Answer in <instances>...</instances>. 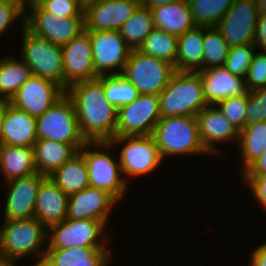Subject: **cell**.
<instances>
[{
    "label": "cell",
    "instance_id": "obj_27",
    "mask_svg": "<svg viewBox=\"0 0 266 266\" xmlns=\"http://www.w3.org/2000/svg\"><path fill=\"white\" fill-rule=\"evenodd\" d=\"M37 173L33 147L0 145V175L4 182Z\"/></svg>",
    "mask_w": 266,
    "mask_h": 266
},
{
    "label": "cell",
    "instance_id": "obj_38",
    "mask_svg": "<svg viewBox=\"0 0 266 266\" xmlns=\"http://www.w3.org/2000/svg\"><path fill=\"white\" fill-rule=\"evenodd\" d=\"M216 106L239 132L246 126L247 93L223 99Z\"/></svg>",
    "mask_w": 266,
    "mask_h": 266
},
{
    "label": "cell",
    "instance_id": "obj_10",
    "mask_svg": "<svg viewBox=\"0 0 266 266\" xmlns=\"http://www.w3.org/2000/svg\"><path fill=\"white\" fill-rule=\"evenodd\" d=\"M175 71L170 62L132 49L121 75L134 85L139 94L159 95Z\"/></svg>",
    "mask_w": 266,
    "mask_h": 266
},
{
    "label": "cell",
    "instance_id": "obj_42",
    "mask_svg": "<svg viewBox=\"0 0 266 266\" xmlns=\"http://www.w3.org/2000/svg\"><path fill=\"white\" fill-rule=\"evenodd\" d=\"M242 184H246L253 195L257 205L266 213V174L265 175H240Z\"/></svg>",
    "mask_w": 266,
    "mask_h": 266
},
{
    "label": "cell",
    "instance_id": "obj_39",
    "mask_svg": "<svg viewBox=\"0 0 266 266\" xmlns=\"http://www.w3.org/2000/svg\"><path fill=\"white\" fill-rule=\"evenodd\" d=\"M38 5L55 17L84 18V7L79 0H42Z\"/></svg>",
    "mask_w": 266,
    "mask_h": 266
},
{
    "label": "cell",
    "instance_id": "obj_5",
    "mask_svg": "<svg viewBox=\"0 0 266 266\" xmlns=\"http://www.w3.org/2000/svg\"><path fill=\"white\" fill-rule=\"evenodd\" d=\"M161 117L194 116L207 105L199 71H175L158 95Z\"/></svg>",
    "mask_w": 266,
    "mask_h": 266
},
{
    "label": "cell",
    "instance_id": "obj_20",
    "mask_svg": "<svg viewBox=\"0 0 266 266\" xmlns=\"http://www.w3.org/2000/svg\"><path fill=\"white\" fill-rule=\"evenodd\" d=\"M118 201L107 191L87 187L68 197L67 218L100 220L106 226Z\"/></svg>",
    "mask_w": 266,
    "mask_h": 266
},
{
    "label": "cell",
    "instance_id": "obj_17",
    "mask_svg": "<svg viewBox=\"0 0 266 266\" xmlns=\"http://www.w3.org/2000/svg\"><path fill=\"white\" fill-rule=\"evenodd\" d=\"M196 117L200 140L210 156L225 155L218 147L220 143L235 142L238 145L240 132L216 105L206 106Z\"/></svg>",
    "mask_w": 266,
    "mask_h": 266
},
{
    "label": "cell",
    "instance_id": "obj_48",
    "mask_svg": "<svg viewBox=\"0 0 266 266\" xmlns=\"http://www.w3.org/2000/svg\"><path fill=\"white\" fill-rule=\"evenodd\" d=\"M259 100H263L265 107V117H266V87L258 88L252 91Z\"/></svg>",
    "mask_w": 266,
    "mask_h": 266
},
{
    "label": "cell",
    "instance_id": "obj_52",
    "mask_svg": "<svg viewBox=\"0 0 266 266\" xmlns=\"http://www.w3.org/2000/svg\"><path fill=\"white\" fill-rule=\"evenodd\" d=\"M81 5L85 8L87 5L97 2L99 0H79Z\"/></svg>",
    "mask_w": 266,
    "mask_h": 266
},
{
    "label": "cell",
    "instance_id": "obj_22",
    "mask_svg": "<svg viewBox=\"0 0 266 266\" xmlns=\"http://www.w3.org/2000/svg\"><path fill=\"white\" fill-rule=\"evenodd\" d=\"M112 253L110 248H47L40 266H109Z\"/></svg>",
    "mask_w": 266,
    "mask_h": 266
},
{
    "label": "cell",
    "instance_id": "obj_23",
    "mask_svg": "<svg viewBox=\"0 0 266 266\" xmlns=\"http://www.w3.org/2000/svg\"><path fill=\"white\" fill-rule=\"evenodd\" d=\"M37 140L36 118L4 102L2 145L33 147Z\"/></svg>",
    "mask_w": 266,
    "mask_h": 266
},
{
    "label": "cell",
    "instance_id": "obj_43",
    "mask_svg": "<svg viewBox=\"0 0 266 266\" xmlns=\"http://www.w3.org/2000/svg\"><path fill=\"white\" fill-rule=\"evenodd\" d=\"M266 121L263 100H259L253 92H247L246 126Z\"/></svg>",
    "mask_w": 266,
    "mask_h": 266
},
{
    "label": "cell",
    "instance_id": "obj_13",
    "mask_svg": "<svg viewBox=\"0 0 266 266\" xmlns=\"http://www.w3.org/2000/svg\"><path fill=\"white\" fill-rule=\"evenodd\" d=\"M89 37L96 74L98 76L121 74L131 49L119 31H89Z\"/></svg>",
    "mask_w": 266,
    "mask_h": 266
},
{
    "label": "cell",
    "instance_id": "obj_41",
    "mask_svg": "<svg viewBox=\"0 0 266 266\" xmlns=\"http://www.w3.org/2000/svg\"><path fill=\"white\" fill-rule=\"evenodd\" d=\"M17 20L20 21V28H23L25 11L22 9L20 2L0 3V37L3 36V34H6V32L8 33L13 23Z\"/></svg>",
    "mask_w": 266,
    "mask_h": 266
},
{
    "label": "cell",
    "instance_id": "obj_46",
    "mask_svg": "<svg viewBox=\"0 0 266 266\" xmlns=\"http://www.w3.org/2000/svg\"><path fill=\"white\" fill-rule=\"evenodd\" d=\"M266 174V151L253 162L241 175H265Z\"/></svg>",
    "mask_w": 266,
    "mask_h": 266
},
{
    "label": "cell",
    "instance_id": "obj_50",
    "mask_svg": "<svg viewBox=\"0 0 266 266\" xmlns=\"http://www.w3.org/2000/svg\"><path fill=\"white\" fill-rule=\"evenodd\" d=\"M3 121H4V102H0V145H2Z\"/></svg>",
    "mask_w": 266,
    "mask_h": 266
},
{
    "label": "cell",
    "instance_id": "obj_11",
    "mask_svg": "<svg viewBox=\"0 0 266 266\" xmlns=\"http://www.w3.org/2000/svg\"><path fill=\"white\" fill-rule=\"evenodd\" d=\"M160 119L159 96L139 94L117 109L116 136H152Z\"/></svg>",
    "mask_w": 266,
    "mask_h": 266
},
{
    "label": "cell",
    "instance_id": "obj_51",
    "mask_svg": "<svg viewBox=\"0 0 266 266\" xmlns=\"http://www.w3.org/2000/svg\"><path fill=\"white\" fill-rule=\"evenodd\" d=\"M259 14H266V0H256Z\"/></svg>",
    "mask_w": 266,
    "mask_h": 266
},
{
    "label": "cell",
    "instance_id": "obj_4",
    "mask_svg": "<svg viewBox=\"0 0 266 266\" xmlns=\"http://www.w3.org/2000/svg\"><path fill=\"white\" fill-rule=\"evenodd\" d=\"M116 149L109 141L87 142L79 152L84 156L90 186L110 193L118 202L128 194V185L123 178L117 156L109 151Z\"/></svg>",
    "mask_w": 266,
    "mask_h": 266
},
{
    "label": "cell",
    "instance_id": "obj_37",
    "mask_svg": "<svg viewBox=\"0 0 266 266\" xmlns=\"http://www.w3.org/2000/svg\"><path fill=\"white\" fill-rule=\"evenodd\" d=\"M255 47L254 44L230 47L224 67L232 75L245 78L257 49Z\"/></svg>",
    "mask_w": 266,
    "mask_h": 266
},
{
    "label": "cell",
    "instance_id": "obj_49",
    "mask_svg": "<svg viewBox=\"0 0 266 266\" xmlns=\"http://www.w3.org/2000/svg\"><path fill=\"white\" fill-rule=\"evenodd\" d=\"M42 0H19L22 9L25 11L29 7L39 4Z\"/></svg>",
    "mask_w": 266,
    "mask_h": 266
},
{
    "label": "cell",
    "instance_id": "obj_21",
    "mask_svg": "<svg viewBox=\"0 0 266 266\" xmlns=\"http://www.w3.org/2000/svg\"><path fill=\"white\" fill-rule=\"evenodd\" d=\"M199 76L207 105L248 92L245 78L232 75L224 66L200 70Z\"/></svg>",
    "mask_w": 266,
    "mask_h": 266
},
{
    "label": "cell",
    "instance_id": "obj_36",
    "mask_svg": "<svg viewBox=\"0 0 266 266\" xmlns=\"http://www.w3.org/2000/svg\"><path fill=\"white\" fill-rule=\"evenodd\" d=\"M203 47L204 59L201 70L224 66L230 47L217 27H204Z\"/></svg>",
    "mask_w": 266,
    "mask_h": 266
},
{
    "label": "cell",
    "instance_id": "obj_40",
    "mask_svg": "<svg viewBox=\"0 0 266 266\" xmlns=\"http://www.w3.org/2000/svg\"><path fill=\"white\" fill-rule=\"evenodd\" d=\"M257 51L253 55L245 76V83L249 92L266 87V52L259 49Z\"/></svg>",
    "mask_w": 266,
    "mask_h": 266
},
{
    "label": "cell",
    "instance_id": "obj_28",
    "mask_svg": "<svg viewBox=\"0 0 266 266\" xmlns=\"http://www.w3.org/2000/svg\"><path fill=\"white\" fill-rule=\"evenodd\" d=\"M50 178L68 197L90 186L87 163L78 152L63 166L54 170Z\"/></svg>",
    "mask_w": 266,
    "mask_h": 266
},
{
    "label": "cell",
    "instance_id": "obj_12",
    "mask_svg": "<svg viewBox=\"0 0 266 266\" xmlns=\"http://www.w3.org/2000/svg\"><path fill=\"white\" fill-rule=\"evenodd\" d=\"M24 26L36 36L63 46L85 30L84 18H61L38 4L25 10Z\"/></svg>",
    "mask_w": 266,
    "mask_h": 266
},
{
    "label": "cell",
    "instance_id": "obj_31",
    "mask_svg": "<svg viewBox=\"0 0 266 266\" xmlns=\"http://www.w3.org/2000/svg\"><path fill=\"white\" fill-rule=\"evenodd\" d=\"M241 174L266 151V121L245 126L239 133ZM242 165V166H241Z\"/></svg>",
    "mask_w": 266,
    "mask_h": 266
},
{
    "label": "cell",
    "instance_id": "obj_2",
    "mask_svg": "<svg viewBox=\"0 0 266 266\" xmlns=\"http://www.w3.org/2000/svg\"><path fill=\"white\" fill-rule=\"evenodd\" d=\"M0 221V265L17 266L33 255L37 260L32 266H40L47 250L48 229L35 217Z\"/></svg>",
    "mask_w": 266,
    "mask_h": 266
},
{
    "label": "cell",
    "instance_id": "obj_9",
    "mask_svg": "<svg viewBox=\"0 0 266 266\" xmlns=\"http://www.w3.org/2000/svg\"><path fill=\"white\" fill-rule=\"evenodd\" d=\"M106 228L100 220L66 218L48 228L47 248H109Z\"/></svg>",
    "mask_w": 266,
    "mask_h": 266
},
{
    "label": "cell",
    "instance_id": "obj_29",
    "mask_svg": "<svg viewBox=\"0 0 266 266\" xmlns=\"http://www.w3.org/2000/svg\"><path fill=\"white\" fill-rule=\"evenodd\" d=\"M204 27L196 26L178 36L176 71L197 72L203 68Z\"/></svg>",
    "mask_w": 266,
    "mask_h": 266
},
{
    "label": "cell",
    "instance_id": "obj_24",
    "mask_svg": "<svg viewBox=\"0 0 266 266\" xmlns=\"http://www.w3.org/2000/svg\"><path fill=\"white\" fill-rule=\"evenodd\" d=\"M68 196L46 176L40 184L34 217L47 229L67 218Z\"/></svg>",
    "mask_w": 266,
    "mask_h": 266
},
{
    "label": "cell",
    "instance_id": "obj_14",
    "mask_svg": "<svg viewBox=\"0 0 266 266\" xmlns=\"http://www.w3.org/2000/svg\"><path fill=\"white\" fill-rule=\"evenodd\" d=\"M259 15L256 0H235L216 27L229 47L254 44Z\"/></svg>",
    "mask_w": 266,
    "mask_h": 266
},
{
    "label": "cell",
    "instance_id": "obj_34",
    "mask_svg": "<svg viewBox=\"0 0 266 266\" xmlns=\"http://www.w3.org/2000/svg\"><path fill=\"white\" fill-rule=\"evenodd\" d=\"M196 26L216 27L235 0H187Z\"/></svg>",
    "mask_w": 266,
    "mask_h": 266
},
{
    "label": "cell",
    "instance_id": "obj_32",
    "mask_svg": "<svg viewBox=\"0 0 266 266\" xmlns=\"http://www.w3.org/2000/svg\"><path fill=\"white\" fill-rule=\"evenodd\" d=\"M155 29L152 12L140 5L133 15L118 30L130 49H138Z\"/></svg>",
    "mask_w": 266,
    "mask_h": 266
},
{
    "label": "cell",
    "instance_id": "obj_45",
    "mask_svg": "<svg viewBox=\"0 0 266 266\" xmlns=\"http://www.w3.org/2000/svg\"><path fill=\"white\" fill-rule=\"evenodd\" d=\"M249 255L248 266H266V242L254 248Z\"/></svg>",
    "mask_w": 266,
    "mask_h": 266
},
{
    "label": "cell",
    "instance_id": "obj_15",
    "mask_svg": "<svg viewBox=\"0 0 266 266\" xmlns=\"http://www.w3.org/2000/svg\"><path fill=\"white\" fill-rule=\"evenodd\" d=\"M64 68V90L78 82L95 80L93 50L89 31L84 30L67 44L61 46Z\"/></svg>",
    "mask_w": 266,
    "mask_h": 266
},
{
    "label": "cell",
    "instance_id": "obj_44",
    "mask_svg": "<svg viewBox=\"0 0 266 266\" xmlns=\"http://www.w3.org/2000/svg\"><path fill=\"white\" fill-rule=\"evenodd\" d=\"M254 45L266 52V14H260L254 34Z\"/></svg>",
    "mask_w": 266,
    "mask_h": 266
},
{
    "label": "cell",
    "instance_id": "obj_33",
    "mask_svg": "<svg viewBox=\"0 0 266 266\" xmlns=\"http://www.w3.org/2000/svg\"><path fill=\"white\" fill-rule=\"evenodd\" d=\"M178 37L155 28L137 49L143 54L166 60L176 70Z\"/></svg>",
    "mask_w": 266,
    "mask_h": 266
},
{
    "label": "cell",
    "instance_id": "obj_35",
    "mask_svg": "<svg viewBox=\"0 0 266 266\" xmlns=\"http://www.w3.org/2000/svg\"><path fill=\"white\" fill-rule=\"evenodd\" d=\"M106 100L116 109L133 102L139 96L138 90L121 74L99 76Z\"/></svg>",
    "mask_w": 266,
    "mask_h": 266
},
{
    "label": "cell",
    "instance_id": "obj_18",
    "mask_svg": "<svg viewBox=\"0 0 266 266\" xmlns=\"http://www.w3.org/2000/svg\"><path fill=\"white\" fill-rule=\"evenodd\" d=\"M141 5V0H99L84 8L86 31H118Z\"/></svg>",
    "mask_w": 266,
    "mask_h": 266
},
{
    "label": "cell",
    "instance_id": "obj_47",
    "mask_svg": "<svg viewBox=\"0 0 266 266\" xmlns=\"http://www.w3.org/2000/svg\"><path fill=\"white\" fill-rule=\"evenodd\" d=\"M181 0H141V5L146 8H154L159 5H165L172 2H179Z\"/></svg>",
    "mask_w": 266,
    "mask_h": 266
},
{
    "label": "cell",
    "instance_id": "obj_3",
    "mask_svg": "<svg viewBox=\"0 0 266 266\" xmlns=\"http://www.w3.org/2000/svg\"><path fill=\"white\" fill-rule=\"evenodd\" d=\"M152 136L163 160L177 155H210L200 140L194 116L161 117Z\"/></svg>",
    "mask_w": 266,
    "mask_h": 266
},
{
    "label": "cell",
    "instance_id": "obj_30",
    "mask_svg": "<svg viewBox=\"0 0 266 266\" xmlns=\"http://www.w3.org/2000/svg\"><path fill=\"white\" fill-rule=\"evenodd\" d=\"M31 76V69L19 56L0 58V102H9Z\"/></svg>",
    "mask_w": 266,
    "mask_h": 266
},
{
    "label": "cell",
    "instance_id": "obj_19",
    "mask_svg": "<svg viewBox=\"0 0 266 266\" xmlns=\"http://www.w3.org/2000/svg\"><path fill=\"white\" fill-rule=\"evenodd\" d=\"M45 175L38 172L6 181L7 194L4 198L3 220L27 219L34 217L35 203L41 181Z\"/></svg>",
    "mask_w": 266,
    "mask_h": 266
},
{
    "label": "cell",
    "instance_id": "obj_16",
    "mask_svg": "<svg viewBox=\"0 0 266 266\" xmlns=\"http://www.w3.org/2000/svg\"><path fill=\"white\" fill-rule=\"evenodd\" d=\"M65 94L66 91L57 83L32 75L8 103L37 118Z\"/></svg>",
    "mask_w": 266,
    "mask_h": 266
},
{
    "label": "cell",
    "instance_id": "obj_26",
    "mask_svg": "<svg viewBox=\"0 0 266 266\" xmlns=\"http://www.w3.org/2000/svg\"><path fill=\"white\" fill-rule=\"evenodd\" d=\"M33 149L37 172L45 176H49L78 153L72 145L50 139L37 140Z\"/></svg>",
    "mask_w": 266,
    "mask_h": 266
},
{
    "label": "cell",
    "instance_id": "obj_8",
    "mask_svg": "<svg viewBox=\"0 0 266 266\" xmlns=\"http://www.w3.org/2000/svg\"><path fill=\"white\" fill-rule=\"evenodd\" d=\"M36 120L38 140L50 139L70 144L78 152L87 143L80 132L73 102L67 94Z\"/></svg>",
    "mask_w": 266,
    "mask_h": 266
},
{
    "label": "cell",
    "instance_id": "obj_1",
    "mask_svg": "<svg viewBox=\"0 0 266 266\" xmlns=\"http://www.w3.org/2000/svg\"><path fill=\"white\" fill-rule=\"evenodd\" d=\"M87 142L110 141L116 136L117 109L106 100L102 83L81 81L66 89Z\"/></svg>",
    "mask_w": 266,
    "mask_h": 266
},
{
    "label": "cell",
    "instance_id": "obj_7",
    "mask_svg": "<svg viewBox=\"0 0 266 266\" xmlns=\"http://www.w3.org/2000/svg\"><path fill=\"white\" fill-rule=\"evenodd\" d=\"M21 31L19 57L31 69L32 75L53 81L64 89V68L61 46L36 36L25 26Z\"/></svg>",
    "mask_w": 266,
    "mask_h": 266
},
{
    "label": "cell",
    "instance_id": "obj_25",
    "mask_svg": "<svg viewBox=\"0 0 266 266\" xmlns=\"http://www.w3.org/2000/svg\"><path fill=\"white\" fill-rule=\"evenodd\" d=\"M150 10L155 28L177 37L196 27L187 0L159 5Z\"/></svg>",
    "mask_w": 266,
    "mask_h": 266
},
{
    "label": "cell",
    "instance_id": "obj_6",
    "mask_svg": "<svg viewBox=\"0 0 266 266\" xmlns=\"http://www.w3.org/2000/svg\"><path fill=\"white\" fill-rule=\"evenodd\" d=\"M109 142L113 147H121L117 156L127 184L138 176L153 173L163 161L153 136H115Z\"/></svg>",
    "mask_w": 266,
    "mask_h": 266
},
{
    "label": "cell",
    "instance_id": "obj_53",
    "mask_svg": "<svg viewBox=\"0 0 266 266\" xmlns=\"http://www.w3.org/2000/svg\"><path fill=\"white\" fill-rule=\"evenodd\" d=\"M3 2H19V0H0V3Z\"/></svg>",
    "mask_w": 266,
    "mask_h": 266
}]
</instances>
